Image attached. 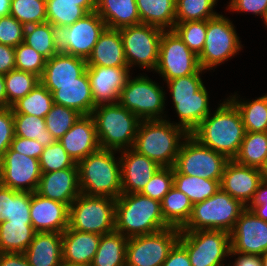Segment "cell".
Returning <instances> with one entry per match:
<instances>
[{"mask_svg":"<svg viewBox=\"0 0 267 266\" xmlns=\"http://www.w3.org/2000/svg\"><path fill=\"white\" fill-rule=\"evenodd\" d=\"M10 15L25 27L45 23L46 0H12Z\"/></svg>","mask_w":267,"mask_h":266,"instance_id":"obj_45","label":"cell"},{"mask_svg":"<svg viewBox=\"0 0 267 266\" xmlns=\"http://www.w3.org/2000/svg\"><path fill=\"white\" fill-rule=\"evenodd\" d=\"M238 256L236 259H234V263H232L233 266H262V258L261 255H255V254H246L236 251H230L229 256L233 258V256ZM227 264V266H232Z\"/></svg>","mask_w":267,"mask_h":266,"instance_id":"obj_58","label":"cell"},{"mask_svg":"<svg viewBox=\"0 0 267 266\" xmlns=\"http://www.w3.org/2000/svg\"><path fill=\"white\" fill-rule=\"evenodd\" d=\"M228 98L240 111L246 131L267 132V94L253 101L239 100L236 93Z\"/></svg>","mask_w":267,"mask_h":266,"instance_id":"obj_35","label":"cell"},{"mask_svg":"<svg viewBox=\"0 0 267 266\" xmlns=\"http://www.w3.org/2000/svg\"><path fill=\"white\" fill-rule=\"evenodd\" d=\"M142 24L173 30L176 23V0H136Z\"/></svg>","mask_w":267,"mask_h":266,"instance_id":"obj_31","label":"cell"},{"mask_svg":"<svg viewBox=\"0 0 267 266\" xmlns=\"http://www.w3.org/2000/svg\"><path fill=\"white\" fill-rule=\"evenodd\" d=\"M174 187L195 204L213 196L220 189V181L183 175L174 168Z\"/></svg>","mask_w":267,"mask_h":266,"instance_id":"obj_37","label":"cell"},{"mask_svg":"<svg viewBox=\"0 0 267 266\" xmlns=\"http://www.w3.org/2000/svg\"><path fill=\"white\" fill-rule=\"evenodd\" d=\"M181 229L168 227L158 232L128 238L126 266H162L178 242Z\"/></svg>","mask_w":267,"mask_h":266,"instance_id":"obj_15","label":"cell"},{"mask_svg":"<svg viewBox=\"0 0 267 266\" xmlns=\"http://www.w3.org/2000/svg\"><path fill=\"white\" fill-rule=\"evenodd\" d=\"M120 152L122 193H141L161 167L133 148Z\"/></svg>","mask_w":267,"mask_h":266,"instance_id":"obj_21","label":"cell"},{"mask_svg":"<svg viewBox=\"0 0 267 266\" xmlns=\"http://www.w3.org/2000/svg\"><path fill=\"white\" fill-rule=\"evenodd\" d=\"M170 227L161 212V202L141 193H122L115 202V231L130 238Z\"/></svg>","mask_w":267,"mask_h":266,"instance_id":"obj_3","label":"cell"},{"mask_svg":"<svg viewBox=\"0 0 267 266\" xmlns=\"http://www.w3.org/2000/svg\"><path fill=\"white\" fill-rule=\"evenodd\" d=\"M12 107L7 101L4 75L0 74V108Z\"/></svg>","mask_w":267,"mask_h":266,"instance_id":"obj_61","label":"cell"},{"mask_svg":"<svg viewBox=\"0 0 267 266\" xmlns=\"http://www.w3.org/2000/svg\"><path fill=\"white\" fill-rule=\"evenodd\" d=\"M246 208L220 188L210 198L193 204L191 216L181 231L223 230L231 233Z\"/></svg>","mask_w":267,"mask_h":266,"instance_id":"obj_7","label":"cell"},{"mask_svg":"<svg viewBox=\"0 0 267 266\" xmlns=\"http://www.w3.org/2000/svg\"><path fill=\"white\" fill-rule=\"evenodd\" d=\"M35 234L32 222L3 221L0 223V253H24Z\"/></svg>","mask_w":267,"mask_h":266,"instance_id":"obj_32","label":"cell"},{"mask_svg":"<svg viewBox=\"0 0 267 266\" xmlns=\"http://www.w3.org/2000/svg\"><path fill=\"white\" fill-rule=\"evenodd\" d=\"M86 63L87 66L128 67L120 30L106 28Z\"/></svg>","mask_w":267,"mask_h":266,"instance_id":"obj_29","label":"cell"},{"mask_svg":"<svg viewBox=\"0 0 267 266\" xmlns=\"http://www.w3.org/2000/svg\"><path fill=\"white\" fill-rule=\"evenodd\" d=\"M173 30L193 53L197 56L201 54L206 39L207 20L175 23Z\"/></svg>","mask_w":267,"mask_h":266,"instance_id":"obj_47","label":"cell"},{"mask_svg":"<svg viewBox=\"0 0 267 266\" xmlns=\"http://www.w3.org/2000/svg\"><path fill=\"white\" fill-rule=\"evenodd\" d=\"M260 173L262 175V179L264 181H267V156L265 158V161H264L262 167L260 168Z\"/></svg>","mask_w":267,"mask_h":266,"instance_id":"obj_64","label":"cell"},{"mask_svg":"<svg viewBox=\"0 0 267 266\" xmlns=\"http://www.w3.org/2000/svg\"><path fill=\"white\" fill-rule=\"evenodd\" d=\"M81 116L82 114L75 109L54 103L45 116L46 129L55 140H59Z\"/></svg>","mask_w":267,"mask_h":266,"instance_id":"obj_46","label":"cell"},{"mask_svg":"<svg viewBox=\"0 0 267 266\" xmlns=\"http://www.w3.org/2000/svg\"><path fill=\"white\" fill-rule=\"evenodd\" d=\"M96 12L109 29L141 24L136 0H97Z\"/></svg>","mask_w":267,"mask_h":266,"instance_id":"obj_30","label":"cell"},{"mask_svg":"<svg viewBox=\"0 0 267 266\" xmlns=\"http://www.w3.org/2000/svg\"><path fill=\"white\" fill-rule=\"evenodd\" d=\"M262 19L264 20V24L267 27V11Z\"/></svg>","mask_w":267,"mask_h":266,"instance_id":"obj_66","label":"cell"},{"mask_svg":"<svg viewBox=\"0 0 267 266\" xmlns=\"http://www.w3.org/2000/svg\"><path fill=\"white\" fill-rule=\"evenodd\" d=\"M12 151L18 152L28 157L39 159L44 147L36 140L14 136L10 147Z\"/></svg>","mask_w":267,"mask_h":266,"instance_id":"obj_54","label":"cell"},{"mask_svg":"<svg viewBox=\"0 0 267 266\" xmlns=\"http://www.w3.org/2000/svg\"><path fill=\"white\" fill-rule=\"evenodd\" d=\"M230 251L262 255L267 251V221L246 208L230 233Z\"/></svg>","mask_w":267,"mask_h":266,"instance_id":"obj_18","label":"cell"},{"mask_svg":"<svg viewBox=\"0 0 267 266\" xmlns=\"http://www.w3.org/2000/svg\"><path fill=\"white\" fill-rule=\"evenodd\" d=\"M12 0H0V18L10 16Z\"/></svg>","mask_w":267,"mask_h":266,"instance_id":"obj_62","label":"cell"},{"mask_svg":"<svg viewBox=\"0 0 267 266\" xmlns=\"http://www.w3.org/2000/svg\"><path fill=\"white\" fill-rule=\"evenodd\" d=\"M267 156V132H248L233 159L237 163L260 169Z\"/></svg>","mask_w":267,"mask_h":266,"instance_id":"obj_36","label":"cell"},{"mask_svg":"<svg viewBox=\"0 0 267 266\" xmlns=\"http://www.w3.org/2000/svg\"><path fill=\"white\" fill-rule=\"evenodd\" d=\"M4 206H5V187L0 184V223L5 221Z\"/></svg>","mask_w":267,"mask_h":266,"instance_id":"obj_63","label":"cell"},{"mask_svg":"<svg viewBox=\"0 0 267 266\" xmlns=\"http://www.w3.org/2000/svg\"><path fill=\"white\" fill-rule=\"evenodd\" d=\"M39 164L42 173H47L71 168L76 163L65 151L62 144L56 140L51 145L44 148V151L39 158Z\"/></svg>","mask_w":267,"mask_h":266,"instance_id":"obj_48","label":"cell"},{"mask_svg":"<svg viewBox=\"0 0 267 266\" xmlns=\"http://www.w3.org/2000/svg\"><path fill=\"white\" fill-rule=\"evenodd\" d=\"M262 181L260 169L229 160L224 168L220 188L247 207Z\"/></svg>","mask_w":267,"mask_h":266,"instance_id":"obj_20","label":"cell"},{"mask_svg":"<svg viewBox=\"0 0 267 266\" xmlns=\"http://www.w3.org/2000/svg\"><path fill=\"white\" fill-rule=\"evenodd\" d=\"M91 116L101 149L119 152L133 148L141 122L135 114L116 102L97 105Z\"/></svg>","mask_w":267,"mask_h":266,"instance_id":"obj_6","label":"cell"},{"mask_svg":"<svg viewBox=\"0 0 267 266\" xmlns=\"http://www.w3.org/2000/svg\"><path fill=\"white\" fill-rule=\"evenodd\" d=\"M4 79L7 101L11 106L40 83L39 76L18 69H13L4 75Z\"/></svg>","mask_w":267,"mask_h":266,"instance_id":"obj_43","label":"cell"},{"mask_svg":"<svg viewBox=\"0 0 267 266\" xmlns=\"http://www.w3.org/2000/svg\"><path fill=\"white\" fill-rule=\"evenodd\" d=\"M15 66V47L0 44V74L6 75Z\"/></svg>","mask_w":267,"mask_h":266,"instance_id":"obj_57","label":"cell"},{"mask_svg":"<svg viewBox=\"0 0 267 266\" xmlns=\"http://www.w3.org/2000/svg\"><path fill=\"white\" fill-rule=\"evenodd\" d=\"M215 4L217 0H176V23L212 19L219 15Z\"/></svg>","mask_w":267,"mask_h":266,"instance_id":"obj_42","label":"cell"},{"mask_svg":"<svg viewBox=\"0 0 267 266\" xmlns=\"http://www.w3.org/2000/svg\"><path fill=\"white\" fill-rule=\"evenodd\" d=\"M116 150L99 149L77 163L82 194L117 199L122 194L121 163Z\"/></svg>","mask_w":267,"mask_h":266,"instance_id":"obj_4","label":"cell"},{"mask_svg":"<svg viewBox=\"0 0 267 266\" xmlns=\"http://www.w3.org/2000/svg\"><path fill=\"white\" fill-rule=\"evenodd\" d=\"M234 27L232 21L221 14L207 20L206 39L198 56L201 69L214 70L241 51L243 45Z\"/></svg>","mask_w":267,"mask_h":266,"instance_id":"obj_11","label":"cell"},{"mask_svg":"<svg viewBox=\"0 0 267 266\" xmlns=\"http://www.w3.org/2000/svg\"><path fill=\"white\" fill-rule=\"evenodd\" d=\"M189 133L167 119L141 120L133 149L160 167H174L178 152Z\"/></svg>","mask_w":267,"mask_h":266,"instance_id":"obj_2","label":"cell"},{"mask_svg":"<svg viewBox=\"0 0 267 266\" xmlns=\"http://www.w3.org/2000/svg\"><path fill=\"white\" fill-rule=\"evenodd\" d=\"M163 87L146 75L129 76L121 89L118 103L140 120H163L166 93Z\"/></svg>","mask_w":267,"mask_h":266,"instance_id":"obj_9","label":"cell"},{"mask_svg":"<svg viewBox=\"0 0 267 266\" xmlns=\"http://www.w3.org/2000/svg\"><path fill=\"white\" fill-rule=\"evenodd\" d=\"M173 186L174 167H161L149 180L141 194L161 202Z\"/></svg>","mask_w":267,"mask_h":266,"instance_id":"obj_50","label":"cell"},{"mask_svg":"<svg viewBox=\"0 0 267 266\" xmlns=\"http://www.w3.org/2000/svg\"><path fill=\"white\" fill-rule=\"evenodd\" d=\"M127 241L128 237L116 231L101 235L90 266H126Z\"/></svg>","mask_w":267,"mask_h":266,"instance_id":"obj_33","label":"cell"},{"mask_svg":"<svg viewBox=\"0 0 267 266\" xmlns=\"http://www.w3.org/2000/svg\"><path fill=\"white\" fill-rule=\"evenodd\" d=\"M45 64L46 59L24 42L15 47L16 69L30 72L41 77L45 69Z\"/></svg>","mask_w":267,"mask_h":266,"instance_id":"obj_49","label":"cell"},{"mask_svg":"<svg viewBox=\"0 0 267 266\" xmlns=\"http://www.w3.org/2000/svg\"><path fill=\"white\" fill-rule=\"evenodd\" d=\"M178 242L187 250L191 266H225L230 233L223 230L181 231Z\"/></svg>","mask_w":267,"mask_h":266,"instance_id":"obj_12","label":"cell"},{"mask_svg":"<svg viewBox=\"0 0 267 266\" xmlns=\"http://www.w3.org/2000/svg\"><path fill=\"white\" fill-rule=\"evenodd\" d=\"M88 14L80 2L46 0L47 22L68 27Z\"/></svg>","mask_w":267,"mask_h":266,"instance_id":"obj_41","label":"cell"},{"mask_svg":"<svg viewBox=\"0 0 267 266\" xmlns=\"http://www.w3.org/2000/svg\"><path fill=\"white\" fill-rule=\"evenodd\" d=\"M23 254L29 266H64L62 233L36 232Z\"/></svg>","mask_w":267,"mask_h":266,"instance_id":"obj_27","label":"cell"},{"mask_svg":"<svg viewBox=\"0 0 267 266\" xmlns=\"http://www.w3.org/2000/svg\"><path fill=\"white\" fill-rule=\"evenodd\" d=\"M31 192H19L5 187V220L10 222H31Z\"/></svg>","mask_w":267,"mask_h":266,"instance_id":"obj_44","label":"cell"},{"mask_svg":"<svg viewBox=\"0 0 267 266\" xmlns=\"http://www.w3.org/2000/svg\"><path fill=\"white\" fill-rule=\"evenodd\" d=\"M219 105L190 134L201 144L233 160L246 129L240 111L229 98Z\"/></svg>","mask_w":267,"mask_h":266,"instance_id":"obj_1","label":"cell"},{"mask_svg":"<svg viewBox=\"0 0 267 266\" xmlns=\"http://www.w3.org/2000/svg\"><path fill=\"white\" fill-rule=\"evenodd\" d=\"M30 218L36 232L62 233L69 227V207L33 192Z\"/></svg>","mask_w":267,"mask_h":266,"instance_id":"obj_23","label":"cell"},{"mask_svg":"<svg viewBox=\"0 0 267 266\" xmlns=\"http://www.w3.org/2000/svg\"><path fill=\"white\" fill-rule=\"evenodd\" d=\"M86 70V59L59 51L46 60L40 82L51 92L56 85L76 82Z\"/></svg>","mask_w":267,"mask_h":266,"instance_id":"obj_26","label":"cell"},{"mask_svg":"<svg viewBox=\"0 0 267 266\" xmlns=\"http://www.w3.org/2000/svg\"><path fill=\"white\" fill-rule=\"evenodd\" d=\"M25 44L40 53L46 60L59 52L52 37V24L49 22L25 27Z\"/></svg>","mask_w":267,"mask_h":266,"instance_id":"obj_40","label":"cell"},{"mask_svg":"<svg viewBox=\"0 0 267 266\" xmlns=\"http://www.w3.org/2000/svg\"><path fill=\"white\" fill-rule=\"evenodd\" d=\"M115 202L81 193L69 207V228L100 235L115 231Z\"/></svg>","mask_w":267,"mask_h":266,"instance_id":"obj_8","label":"cell"},{"mask_svg":"<svg viewBox=\"0 0 267 266\" xmlns=\"http://www.w3.org/2000/svg\"><path fill=\"white\" fill-rule=\"evenodd\" d=\"M56 1L80 2V6L87 13L94 12L96 11L97 8V0H56Z\"/></svg>","mask_w":267,"mask_h":266,"instance_id":"obj_60","label":"cell"},{"mask_svg":"<svg viewBox=\"0 0 267 266\" xmlns=\"http://www.w3.org/2000/svg\"><path fill=\"white\" fill-rule=\"evenodd\" d=\"M36 193L70 207L81 194L77 163L71 168L42 173Z\"/></svg>","mask_w":267,"mask_h":266,"instance_id":"obj_22","label":"cell"},{"mask_svg":"<svg viewBox=\"0 0 267 266\" xmlns=\"http://www.w3.org/2000/svg\"><path fill=\"white\" fill-rule=\"evenodd\" d=\"M58 141L75 163L101 149L91 115H82Z\"/></svg>","mask_w":267,"mask_h":266,"instance_id":"obj_24","label":"cell"},{"mask_svg":"<svg viewBox=\"0 0 267 266\" xmlns=\"http://www.w3.org/2000/svg\"><path fill=\"white\" fill-rule=\"evenodd\" d=\"M95 105L116 103L130 76L129 67L87 66Z\"/></svg>","mask_w":267,"mask_h":266,"instance_id":"obj_19","label":"cell"},{"mask_svg":"<svg viewBox=\"0 0 267 266\" xmlns=\"http://www.w3.org/2000/svg\"><path fill=\"white\" fill-rule=\"evenodd\" d=\"M0 266H29L23 253H0Z\"/></svg>","mask_w":267,"mask_h":266,"instance_id":"obj_59","label":"cell"},{"mask_svg":"<svg viewBox=\"0 0 267 266\" xmlns=\"http://www.w3.org/2000/svg\"><path fill=\"white\" fill-rule=\"evenodd\" d=\"M258 218L267 221V181H262L253 200L247 206Z\"/></svg>","mask_w":267,"mask_h":266,"instance_id":"obj_55","label":"cell"},{"mask_svg":"<svg viewBox=\"0 0 267 266\" xmlns=\"http://www.w3.org/2000/svg\"><path fill=\"white\" fill-rule=\"evenodd\" d=\"M39 159L10 148L0 159V184L19 192H36L41 178Z\"/></svg>","mask_w":267,"mask_h":266,"instance_id":"obj_17","label":"cell"},{"mask_svg":"<svg viewBox=\"0 0 267 266\" xmlns=\"http://www.w3.org/2000/svg\"><path fill=\"white\" fill-rule=\"evenodd\" d=\"M229 159L208 148L189 134L183 141L174 168L183 175L221 181Z\"/></svg>","mask_w":267,"mask_h":266,"instance_id":"obj_13","label":"cell"},{"mask_svg":"<svg viewBox=\"0 0 267 266\" xmlns=\"http://www.w3.org/2000/svg\"><path fill=\"white\" fill-rule=\"evenodd\" d=\"M25 26L13 16L0 18V44L17 47L24 41Z\"/></svg>","mask_w":267,"mask_h":266,"instance_id":"obj_51","label":"cell"},{"mask_svg":"<svg viewBox=\"0 0 267 266\" xmlns=\"http://www.w3.org/2000/svg\"><path fill=\"white\" fill-rule=\"evenodd\" d=\"M15 136L36 140L44 148L55 142V138L46 129L45 118L27 114H14Z\"/></svg>","mask_w":267,"mask_h":266,"instance_id":"obj_39","label":"cell"},{"mask_svg":"<svg viewBox=\"0 0 267 266\" xmlns=\"http://www.w3.org/2000/svg\"><path fill=\"white\" fill-rule=\"evenodd\" d=\"M106 28L104 20L94 11L68 27L52 25L53 42L60 52L87 60Z\"/></svg>","mask_w":267,"mask_h":266,"instance_id":"obj_10","label":"cell"},{"mask_svg":"<svg viewBox=\"0 0 267 266\" xmlns=\"http://www.w3.org/2000/svg\"><path fill=\"white\" fill-rule=\"evenodd\" d=\"M51 93L55 104L75 109L82 115H91L96 107L87 71L76 82L56 85Z\"/></svg>","mask_w":267,"mask_h":266,"instance_id":"obj_28","label":"cell"},{"mask_svg":"<svg viewBox=\"0 0 267 266\" xmlns=\"http://www.w3.org/2000/svg\"><path fill=\"white\" fill-rule=\"evenodd\" d=\"M162 266H191L187 250L177 242Z\"/></svg>","mask_w":267,"mask_h":266,"instance_id":"obj_56","label":"cell"},{"mask_svg":"<svg viewBox=\"0 0 267 266\" xmlns=\"http://www.w3.org/2000/svg\"><path fill=\"white\" fill-rule=\"evenodd\" d=\"M200 69L198 56L187 47L179 35L174 30H163L155 72L167 82L196 74Z\"/></svg>","mask_w":267,"mask_h":266,"instance_id":"obj_16","label":"cell"},{"mask_svg":"<svg viewBox=\"0 0 267 266\" xmlns=\"http://www.w3.org/2000/svg\"><path fill=\"white\" fill-rule=\"evenodd\" d=\"M191 200L174 186L161 201V212L165 222L170 226L182 229L192 213Z\"/></svg>","mask_w":267,"mask_h":266,"instance_id":"obj_34","label":"cell"},{"mask_svg":"<svg viewBox=\"0 0 267 266\" xmlns=\"http://www.w3.org/2000/svg\"><path fill=\"white\" fill-rule=\"evenodd\" d=\"M15 136L14 114L12 107L0 108V159L9 149Z\"/></svg>","mask_w":267,"mask_h":266,"instance_id":"obj_52","label":"cell"},{"mask_svg":"<svg viewBox=\"0 0 267 266\" xmlns=\"http://www.w3.org/2000/svg\"><path fill=\"white\" fill-rule=\"evenodd\" d=\"M261 258H262V266H267V251L264 252V253L261 255Z\"/></svg>","mask_w":267,"mask_h":266,"instance_id":"obj_65","label":"cell"},{"mask_svg":"<svg viewBox=\"0 0 267 266\" xmlns=\"http://www.w3.org/2000/svg\"><path fill=\"white\" fill-rule=\"evenodd\" d=\"M204 71L206 70L200 69L196 74L174 78L166 82L180 120L176 124L189 134L211 113L209 92L200 75Z\"/></svg>","mask_w":267,"mask_h":266,"instance_id":"obj_5","label":"cell"},{"mask_svg":"<svg viewBox=\"0 0 267 266\" xmlns=\"http://www.w3.org/2000/svg\"><path fill=\"white\" fill-rule=\"evenodd\" d=\"M101 239L100 234L66 228L62 232L64 266H90Z\"/></svg>","mask_w":267,"mask_h":266,"instance_id":"obj_25","label":"cell"},{"mask_svg":"<svg viewBox=\"0 0 267 266\" xmlns=\"http://www.w3.org/2000/svg\"><path fill=\"white\" fill-rule=\"evenodd\" d=\"M119 30L129 69L133 68L134 65H138L141 69L155 71L163 29L141 23Z\"/></svg>","mask_w":267,"mask_h":266,"instance_id":"obj_14","label":"cell"},{"mask_svg":"<svg viewBox=\"0 0 267 266\" xmlns=\"http://www.w3.org/2000/svg\"><path fill=\"white\" fill-rule=\"evenodd\" d=\"M227 10L232 12L253 13L264 17L267 11V0H230Z\"/></svg>","mask_w":267,"mask_h":266,"instance_id":"obj_53","label":"cell"},{"mask_svg":"<svg viewBox=\"0 0 267 266\" xmlns=\"http://www.w3.org/2000/svg\"><path fill=\"white\" fill-rule=\"evenodd\" d=\"M54 104L53 94L40 82L26 96L12 105L13 114H27L45 118Z\"/></svg>","mask_w":267,"mask_h":266,"instance_id":"obj_38","label":"cell"}]
</instances>
